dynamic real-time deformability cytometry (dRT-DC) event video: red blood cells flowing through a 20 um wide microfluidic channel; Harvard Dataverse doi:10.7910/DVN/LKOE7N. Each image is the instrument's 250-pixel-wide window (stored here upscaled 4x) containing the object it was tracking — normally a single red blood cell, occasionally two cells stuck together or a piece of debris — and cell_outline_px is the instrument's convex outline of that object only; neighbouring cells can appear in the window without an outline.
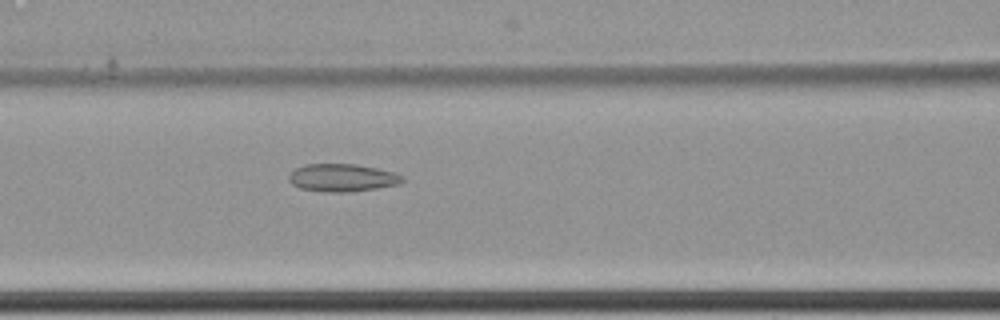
{"species": "common noctule bat (a hibernating species)", "species_latin": "Nyctalus noctula", "temperature_condition": "cold", "stored_images_in_passage": 7, "camera_frame_rate_fps": 3000, "um_per_image_px": 0.085, "animal": {"sex": "female", "body_mass_g": 22.7, "forearm_length_mm": 54.2}, "frame": {"image": 1, "passage_image": 7, "time_ms": 2.0, "image_size_px": [1000, 320], "cell_outline_px": [[404, 180], [400, 184], [376, 188], [348, 192], [324, 192], [300, 188], [292, 184], [288, 180], [288, 176], [296, 168], [304, 164], [356, 164], [376, 168], [392, 172], [404, 176]], "centroid_in_image_um": [29.08, 15.11], "position_along_channel_um": 137.5, "area_um2": 18.32}}